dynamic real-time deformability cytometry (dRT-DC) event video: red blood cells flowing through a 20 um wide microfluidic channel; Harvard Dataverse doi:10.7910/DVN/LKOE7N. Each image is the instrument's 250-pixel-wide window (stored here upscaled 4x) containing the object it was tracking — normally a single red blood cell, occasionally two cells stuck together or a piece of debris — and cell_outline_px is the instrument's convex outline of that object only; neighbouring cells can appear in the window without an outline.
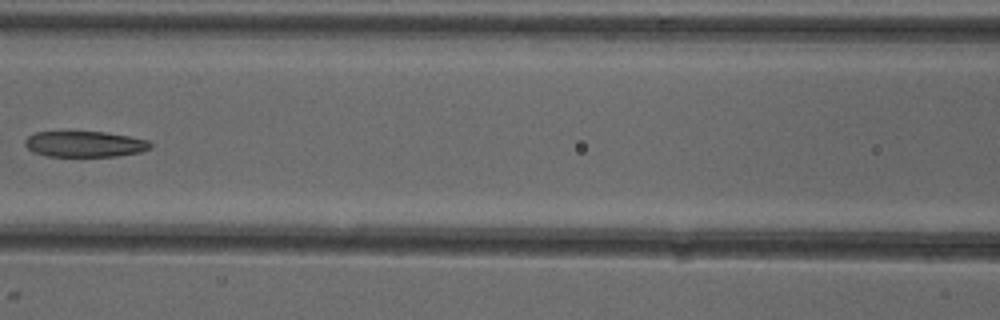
{"species": "common noctule bat (a hibernating species)", "species_latin": "Nyctalus noctula", "temperature_condition": "cold", "stored_images_in_passage": 6, "camera_frame_rate_fps": 3000, "um_per_image_px": 0.085, "animal": {"sex": "female"}, "frame": {"image": 1, "passage_image": 6, "time_ms": 6.667, "image_size_px": [1000, 320], "cell_outline_px": [[152, 148], [140, 152], [116, 156], [48, 156], [32, 152], [24, 144], [24, 140], [28, 136], [36, 132], [104, 132], [128, 136], [148, 140], [152, 144]], "centroid_in_image_um": [7.2, 12.25], "position_along_channel_um": 159.4, "area_um2": 18.84}}